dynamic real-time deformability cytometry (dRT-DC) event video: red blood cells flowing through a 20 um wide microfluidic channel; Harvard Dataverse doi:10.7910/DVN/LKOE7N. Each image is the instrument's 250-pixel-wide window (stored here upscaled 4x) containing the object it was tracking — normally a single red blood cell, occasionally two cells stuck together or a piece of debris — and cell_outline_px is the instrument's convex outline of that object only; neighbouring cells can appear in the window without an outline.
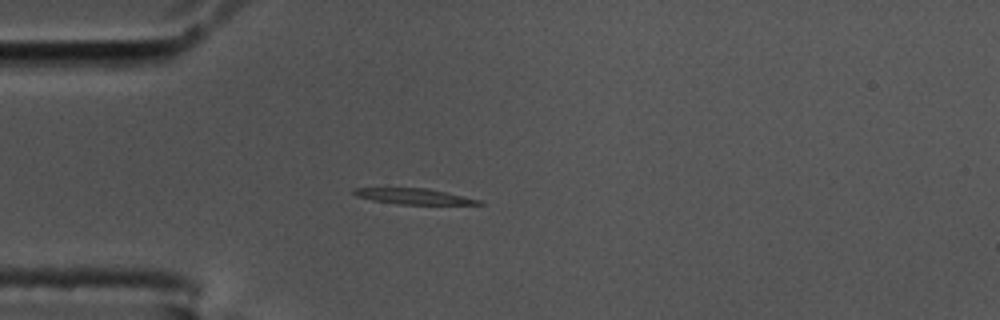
{"species": "common noctule bat (a hibernating species)", "species_latin": "Nyctalus noctula", "temperature_condition": "cold", "stored_images_in_passage": 41, "camera_frame_rate_fps": 3000, "um_per_image_px": 0.085, "animal": {"sex": "male", "body_mass_g": 17.5, "forearm_length_mm": 52.3}, "frame": {"image": 1, "passage_image": 1, "time_ms": 0.0, "image_size_px": [1000, 320], "cell_outline_px": [[484, 204], [396, 204], [372, 200], [356, 196], [352, 192], [352, 188], [428, 188], [480, 200]], "centroid_in_image_um": [35.1, 16.68], "position_along_channel_um": 49.9, "area_um2": 11.27}}
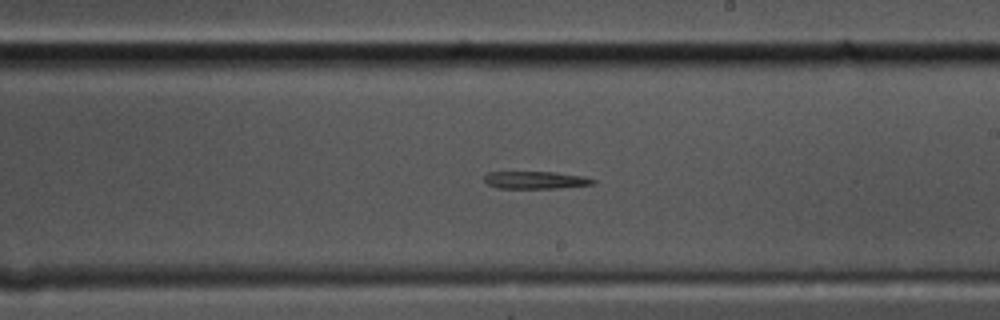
{"frame": {"image": 2, "passage_image": 18, "time_ms": 5.667, "image_size_px": [1000, 320], "cell_outline_px": [[596, 184], [556, 188], [496, 188], [488, 184], [484, 180], [484, 176], [488, 172], [556, 172], [588, 176], [596, 180]], "centroid_in_image_um": [45.58, 15.3], "position_along_channel_um": 243.4, "area_um2": 11.21}}
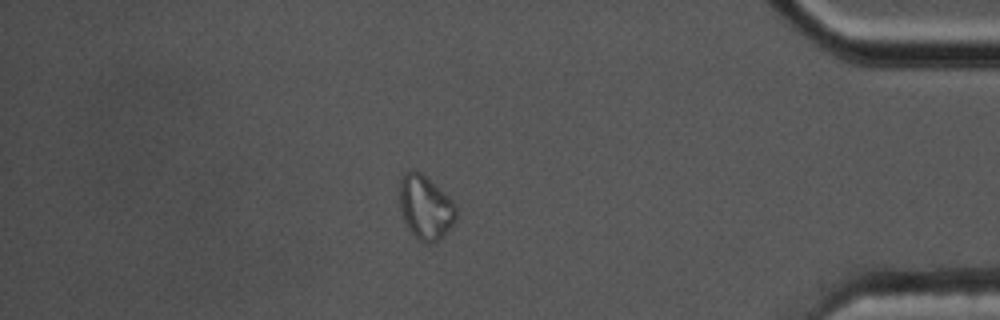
{"frame": {"image": 3, "passage_image": 34, "time_ms": 11.0, "image_size_px": [1000, 320], "cell_outline_px": [[456, 220], [444, 236], [432, 244], [424, 244], [408, 228], [404, 220], [400, 208], [400, 180], [404, 172], [412, 168], [420, 172], [448, 196], [456, 204]], "centroid_in_image_um": [36.17, 17.63], "position_along_channel_um": 399.0, "area_um2": 21.1}}